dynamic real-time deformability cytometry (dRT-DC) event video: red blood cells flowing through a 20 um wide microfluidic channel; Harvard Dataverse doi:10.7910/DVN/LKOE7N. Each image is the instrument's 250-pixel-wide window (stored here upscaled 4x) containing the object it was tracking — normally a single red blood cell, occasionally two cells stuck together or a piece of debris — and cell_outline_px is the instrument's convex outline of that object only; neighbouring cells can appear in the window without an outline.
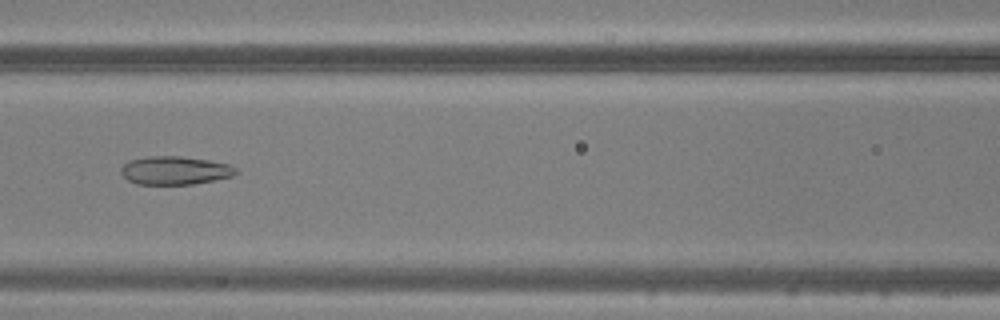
{"species": "common noctule bat (a hibernating species)", "species_latin": "Nyctalus noctula", "temperature_condition": "warm", "stored_images_in_passage": 34, "camera_frame_rate_fps": 3000, "um_per_image_px": 0.085, "animal": {"sex": "male", "body_mass_g": 20.5, "forearm_length_mm": 52.5}, "frame": {"image": 1, "passage_image": 7, "time_ms": 2.0, "image_size_px": [1000, 320], "cell_outline_px": [[240, 172], [232, 176], [192, 184], [136, 184], [128, 180], [120, 172], [120, 168], [128, 160], [148, 156], [180, 156], [208, 160], [232, 164]], "centroid_in_image_um": [14.87, 14.48], "position_along_channel_um": 151.7, "area_um2": 19.07}}
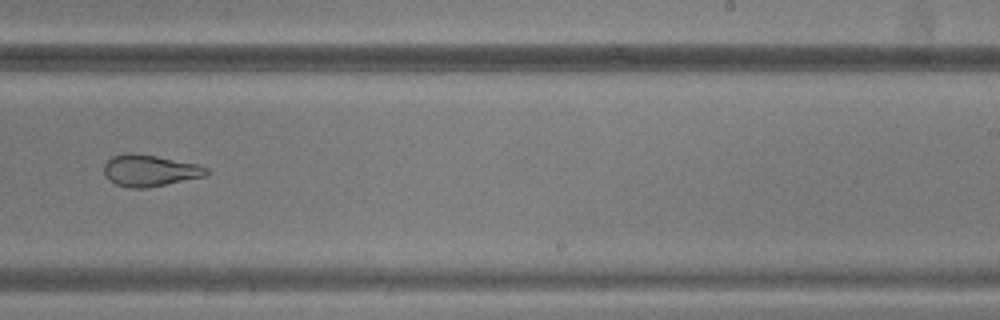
{"frame": {"image": 2, "passage_image": 16, "time_ms": 5.0, "image_size_px": [1000, 320], "cell_outline_px": [[208, 176], [144, 188], [128, 188], [116, 184], [108, 180], [104, 172], [104, 164], [112, 156], [124, 152], [132, 152], [156, 156], [196, 164], [208, 168]], "centroid_in_image_um": [12.7, 14.49], "position_along_channel_um": 276.3, "area_um2": 18.9}}
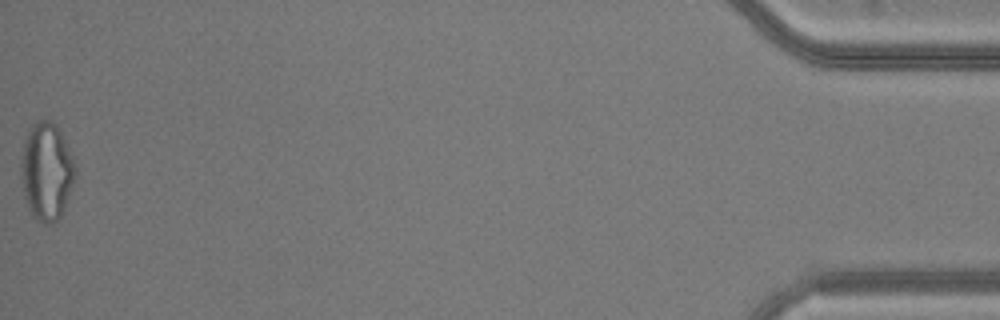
{"frame": {"image": 3, "passage_image": 34, "time_ms": 11.0, "image_size_px": [1000, 320], "cell_outline_px": [[76, 172], [60, 220], [52, 224], [44, 224], [36, 220], [32, 216], [28, 208], [24, 196], [20, 176], [20, 160], [24, 140], [32, 124], [36, 120], [48, 120], [56, 124], [68, 148], [76, 168]], "centroid_in_image_um": [3.92, 14.6], "position_along_channel_um": 431.3, "area_um2": 31.04}}